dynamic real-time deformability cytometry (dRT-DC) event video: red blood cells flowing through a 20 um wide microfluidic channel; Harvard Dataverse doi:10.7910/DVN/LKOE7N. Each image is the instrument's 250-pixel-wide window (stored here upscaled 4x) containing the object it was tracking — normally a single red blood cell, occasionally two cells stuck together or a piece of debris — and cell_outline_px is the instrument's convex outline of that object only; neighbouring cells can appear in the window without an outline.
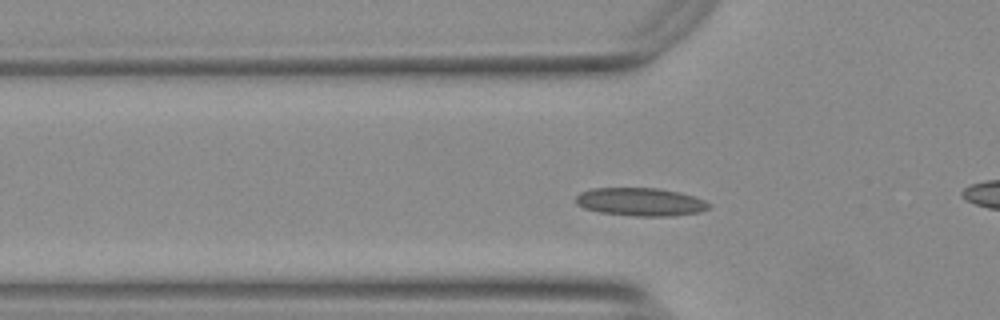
{"species": "Egyptian fruit bat (a non-hibernating species)", "species_latin": "Rousettus aegyptiacus", "temperature_condition": "warm", "stored_images_in_passage": 45, "camera_frame_rate_fps": 3000, "um_per_image_px": 0.085, "animal": {"sex": "female"}, "frame": {"image": 1, "passage_image": 11, "time_ms": 3.333, "image_size_px": [1000, 320], "cell_outline_px": [[712, 208], [700, 212], [672, 216], [632, 216], [600, 212], [584, 208], [576, 204], [576, 196], [580, 192], [592, 188], [656, 188], [680, 192], [704, 200], [712, 204]], "centroid_in_image_um": [54.46, 17.16], "position_along_channel_um": 71.3, "area_um2": 21.96}}
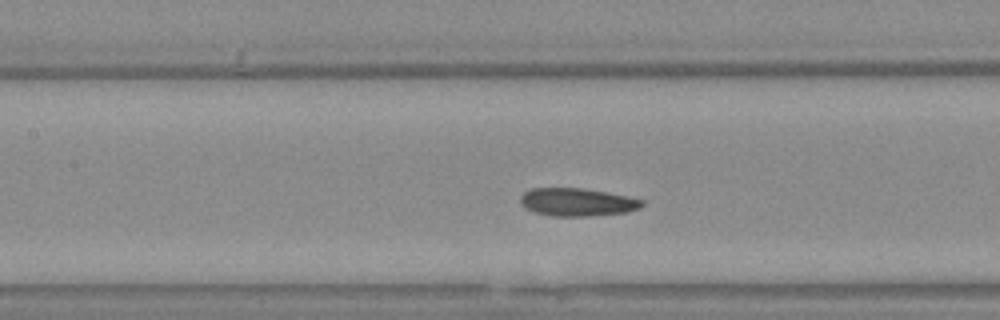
{"frame": {"image": 2, "passage_image": 18, "time_ms": 5.667, "image_size_px": [1000, 320], "cell_outline_px": [[644, 204], [640, 208], [628, 212], [588, 216], [552, 216], [536, 212], [524, 208], [520, 204], [520, 196], [524, 192], [532, 188], [584, 188], [608, 192], [644, 200]], "centroid_in_image_um": [49.06, 17.17], "position_along_channel_um": 158.3, "area_um2": 19.94}}
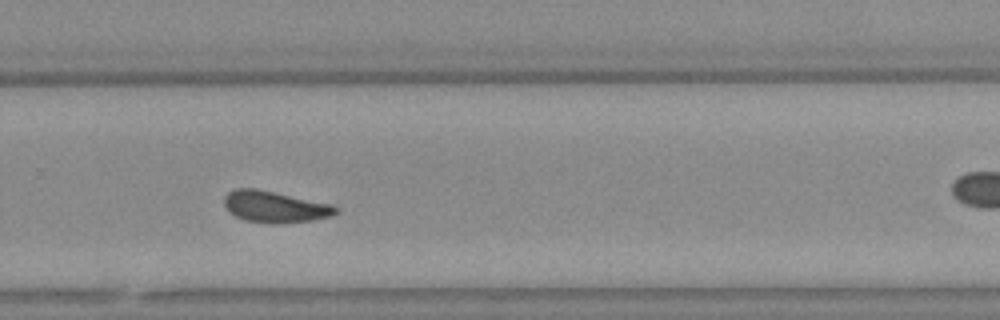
{"frame": {"image": 3, "passage_image": 30, "time_ms": 9.667, "image_size_px": [1000, 320], "cell_outline_px": [[340, 212], [332, 216], [312, 220], [280, 224], [272, 224], [244, 220], [228, 212], [224, 204], [224, 196], [228, 192], [236, 188], [256, 188], [332, 204], [340, 208]], "centroid_in_image_um": [23.38, 17.58], "position_along_channel_um": 306.4, "area_um2": 20.75}, "authors_computed_cell_mechanics": {"area_um2": 19.7098, "velocity_mm_per_s": 3.7158, "shape_relaxation_time_tau1_ms": 7.7906, "shape_relaxation_time_tau2_ms": 2.1147, "deformation_change_tau1": 0.1679, "deformation_change_tau2": 0.0777}}